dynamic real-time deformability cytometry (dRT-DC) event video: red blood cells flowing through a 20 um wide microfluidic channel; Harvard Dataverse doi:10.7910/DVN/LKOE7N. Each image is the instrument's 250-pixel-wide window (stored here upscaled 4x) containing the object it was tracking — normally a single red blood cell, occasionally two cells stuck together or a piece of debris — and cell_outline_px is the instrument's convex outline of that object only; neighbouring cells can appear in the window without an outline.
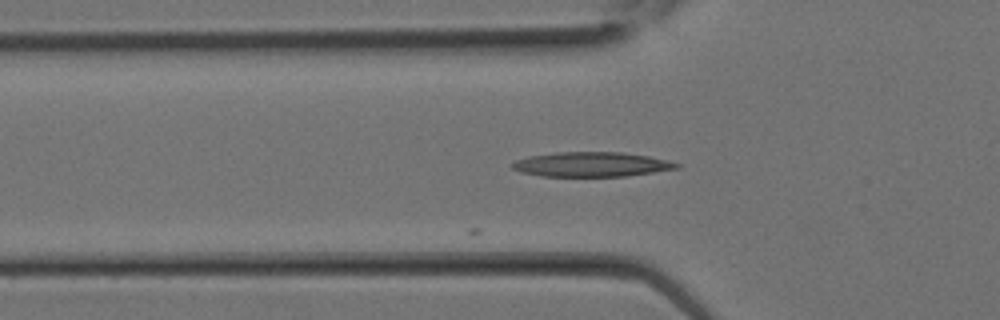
{"species": "Egyptian fruit bat (a non-hibernating species)", "species_latin": "Rousettus aegyptiacus", "temperature_condition": "room temperature", "stored_images_in_passage": 8, "camera_frame_rate_fps": 3000, "um_per_image_px": 0.085, "animal": {"sex": "female"}, "frame": {"image": 1, "passage_image": 5, "time_ms": 1.333, "image_size_px": [1000, 320], "cell_outline_px": [[680, 168], [628, 176], [540, 176], [520, 172], [512, 168], [512, 164], [516, 160], [528, 156], [556, 152], [624, 152], [648, 156], [668, 160], [680, 164]], "centroid_in_image_um": [50.29, 13.97], "position_along_channel_um": 75.5, "area_um2": 23.7}}
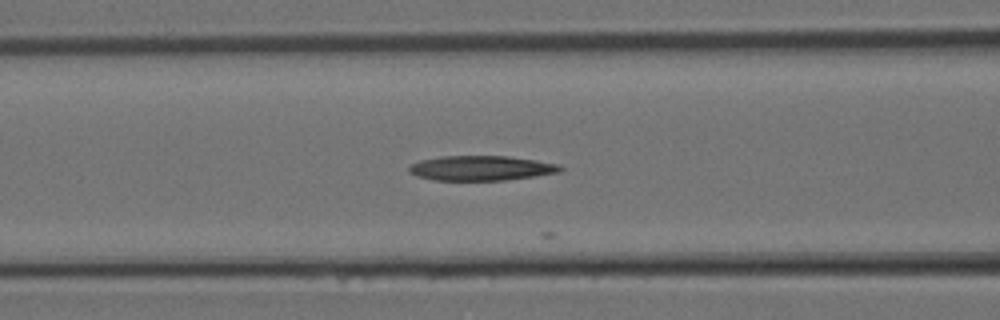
{"frame": {"image": 2, "passage_image": 7, "time_ms": 2.0, "image_size_px": [1000, 320], "cell_outline_px": [[564, 168], [560, 172], [504, 180], [432, 180], [416, 176], [408, 172], [408, 168], [412, 164], [420, 160], [440, 156], [508, 156], [536, 160], [560, 164]], "centroid_in_image_um": [40.88, 14.28], "position_along_channel_um": 125.7, "area_um2": 21.91}}